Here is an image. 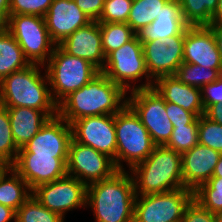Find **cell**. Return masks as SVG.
Segmentation results:
<instances>
[{"label":"cell","instance_id":"obj_16","mask_svg":"<svg viewBox=\"0 0 222 222\" xmlns=\"http://www.w3.org/2000/svg\"><path fill=\"white\" fill-rule=\"evenodd\" d=\"M68 158L18 153L12 167L28 184L31 190L67 175Z\"/></svg>","mask_w":222,"mask_h":222},{"label":"cell","instance_id":"obj_5","mask_svg":"<svg viewBox=\"0 0 222 222\" xmlns=\"http://www.w3.org/2000/svg\"><path fill=\"white\" fill-rule=\"evenodd\" d=\"M116 133V167L125 170L121 162H126L131 170L144 161L157 146L139 116L126 104L114 115Z\"/></svg>","mask_w":222,"mask_h":222},{"label":"cell","instance_id":"obj_21","mask_svg":"<svg viewBox=\"0 0 222 222\" xmlns=\"http://www.w3.org/2000/svg\"><path fill=\"white\" fill-rule=\"evenodd\" d=\"M188 27L182 16L179 0H169L157 18L136 35L141 42L163 41L169 36L185 35Z\"/></svg>","mask_w":222,"mask_h":222},{"label":"cell","instance_id":"obj_42","mask_svg":"<svg viewBox=\"0 0 222 222\" xmlns=\"http://www.w3.org/2000/svg\"><path fill=\"white\" fill-rule=\"evenodd\" d=\"M10 15V0H0V27H5Z\"/></svg>","mask_w":222,"mask_h":222},{"label":"cell","instance_id":"obj_10","mask_svg":"<svg viewBox=\"0 0 222 222\" xmlns=\"http://www.w3.org/2000/svg\"><path fill=\"white\" fill-rule=\"evenodd\" d=\"M192 199L188 188L136 196L133 222H181Z\"/></svg>","mask_w":222,"mask_h":222},{"label":"cell","instance_id":"obj_15","mask_svg":"<svg viewBox=\"0 0 222 222\" xmlns=\"http://www.w3.org/2000/svg\"><path fill=\"white\" fill-rule=\"evenodd\" d=\"M72 127L59 115L50 118L18 153L68 158Z\"/></svg>","mask_w":222,"mask_h":222},{"label":"cell","instance_id":"obj_2","mask_svg":"<svg viewBox=\"0 0 222 222\" xmlns=\"http://www.w3.org/2000/svg\"><path fill=\"white\" fill-rule=\"evenodd\" d=\"M135 198L130 171L118 170L110 178L87 186L86 207L92 208L95 222H133Z\"/></svg>","mask_w":222,"mask_h":222},{"label":"cell","instance_id":"obj_36","mask_svg":"<svg viewBox=\"0 0 222 222\" xmlns=\"http://www.w3.org/2000/svg\"><path fill=\"white\" fill-rule=\"evenodd\" d=\"M53 0H10V15L28 14L44 17Z\"/></svg>","mask_w":222,"mask_h":222},{"label":"cell","instance_id":"obj_31","mask_svg":"<svg viewBox=\"0 0 222 222\" xmlns=\"http://www.w3.org/2000/svg\"><path fill=\"white\" fill-rule=\"evenodd\" d=\"M18 151L13 139L7 107L0 104V162L10 167L15 162Z\"/></svg>","mask_w":222,"mask_h":222},{"label":"cell","instance_id":"obj_37","mask_svg":"<svg viewBox=\"0 0 222 222\" xmlns=\"http://www.w3.org/2000/svg\"><path fill=\"white\" fill-rule=\"evenodd\" d=\"M181 222H217V220L214 213H211L192 199L185 208Z\"/></svg>","mask_w":222,"mask_h":222},{"label":"cell","instance_id":"obj_25","mask_svg":"<svg viewBox=\"0 0 222 222\" xmlns=\"http://www.w3.org/2000/svg\"><path fill=\"white\" fill-rule=\"evenodd\" d=\"M31 65L19 43L5 27H0V82L13 72Z\"/></svg>","mask_w":222,"mask_h":222},{"label":"cell","instance_id":"obj_35","mask_svg":"<svg viewBox=\"0 0 222 222\" xmlns=\"http://www.w3.org/2000/svg\"><path fill=\"white\" fill-rule=\"evenodd\" d=\"M133 0H105L99 23H127Z\"/></svg>","mask_w":222,"mask_h":222},{"label":"cell","instance_id":"obj_32","mask_svg":"<svg viewBox=\"0 0 222 222\" xmlns=\"http://www.w3.org/2000/svg\"><path fill=\"white\" fill-rule=\"evenodd\" d=\"M16 222H64V218L45 208L31 196L16 211Z\"/></svg>","mask_w":222,"mask_h":222},{"label":"cell","instance_id":"obj_19","mask_svg":"<svg viewBox=\"0 0 222 222\" xmlns=\"http://www.w3.org/2000/svg\"><path fill=\"white\" fill-rule=\"evenodd\" d=\"M59 46L69 55L87 60L99 71L105 65L102 49L100 23L92 21L70 34Z\"/></svg>","mask_w":222,"mask_h":222},{"label":"cell","instance_id":"obj_26","mask_svg":"<svg viewBox=\"0 0 222 222\" xmlns=\"http://www.w3.org/2000/svg\"><path fill=\"white\" fill-rule=\"evenodd\" d=\"M169 0H133L127 24L137 33L150 25Z\"/></svg>","mask_w":222,"mask_h":222},{"label":"cell","instance_id":"obj_40","mask_svg":"<svg viewBox=\"0 0 222 222\" xmlns=\"http://www.w3.org/2000/svg\"><path fill=\"white\" fill-rule=\"evenodd\" d=\"M86 15L92 21H97L102 13L105 0H74Z\"/></svg>","mask_w":222,"mask_h":222},{"label":"cell","instance_id":"obj_33","mask_svg":"<svg viewBox=\"0 0 222 222\" xmlns=\"http://www.w3.org/2000/svg\"><path fill=\"white\" fill-rule=\"evenodd\" d=\"M199 117L190 125L174 127L171 137L164 145L180 154L189 151L198 142Z\"/></svg>","mask_w":222,"mask_h":222},{"label":"cell","instance_id":"obj_20","mask_svg":"<svg viewBox=\"0 0 222 222\" xmlns=\"http://www.w3.org/2000/svg\"><path fill=\"white\" fill-rule=\"evenodd\" d=\"M220 156V152L199 143L181 154L184 187L194 191L207 182L213 176Z\"/></svg>","mask_w":222,"mask_h":222},{"label":"cell","instance_id":"obj_43","mask_svg":"<svg viewBox=\"0 0 222 222\" xmlns=\"http://www.w3.org/2000/svg\"><path fill=\"white\" fill-rule=\"evenodd\" d=\"M16 222V211L0 204V222Z\"/></svg>","mask_w":222,"mask_h":222},{"label":"cell","instance_id":"obj_23","mask_svg":"<svg viewBox=\"0 0 222 222\" xmlns=\"http://www.w3.org/2000/svg\"><path fill=\"white\" fill-rule=\"evenodd\" d=\"M13 139L18 149L24 147L50 119L44 112L27 107L7 108Z\"/></svg>","mask_w":222,"mask_h":222},{"label":"cell","instance_id":"obj_48","mask_svg":"<svg viewBox=\"0 0 222 222\" xmlns=\"http://www.w3.org/2000/svg\"><path fill=\"white\" fill-rule=\"evenodd\" d=\"M8 166L3 163V162H0V174L7 168Z\"/></svg>","mask_w":222,"mask_h":222},{"label":"cell","instance_id":"obj_14","mask_svg":"<svg viewBox=\"0 0 222 222\" xmlns=\"http://www.w3.org/2000/svg\"><path fill=\"white\" fill-rule=\"evenodd\" d=\"M185 35L166 37L163 41L142 42L149 76L154 81L161 76L175 75L183 62Z\"/></svg>","mask_w":222,"mask_h":222},{"label":"cell","instance_id":"obj_1","mask_svg":"<svg viewBox=\"0 0 222 222\" xmlns=\"http://www.w3.org/2000/svg\"><path fill=\"white\" fill-rule=\"evenodd\" d=\"M127 92L101 71L58 104V115L68 124L87 117L115 115L127 104Z\"/></svg>","mask_w":222,"mask_h":222},{"label":"cell","instance_id":"obj_27","mask_svg":"<svg viewBox=\"0 0 222 222\" xmlns=\"http://www.w3.org/2000/svg\"><path fill=\"white\" fill-rule=\"evenodd\" d=\"M182 16L189 26H209L218 0H179Z\"/></svg>","mask_w":222,"mask_h":222},{"label":"cell","instance_id":"obj_39","mask_svg":"<svg viewBox=\"0 0 222 222\" xmlns=\"http://www.w3.org/2000/svg\"><path fill=\"white\" fill-rule=\"evenodd\" d=\"M201 100L204 110L210 105L222 104V74L215 82L201 88Z\"/></svg>","mask_w":222,"mask_h":222},{"label":"cell","instance_id":"obj_4","mask_svg":"<svg viewBox=\"0 0 222 222\" xmlns=\"http://www.w3.org/2000/svg\"><path fill=\"white\" fill-rule=\"evenodd\" d=\"M130 172L136 196L185 188L181 154L165 146H156L152 153Z\"/></svg>","mask_w":222,"mask_h":222},{"label":"cell","instance_id":"obj_46","mask_svg":"<svg viewBox=\"0 0 222 222\" xmlns=\"http://www.w3.org/2000/svg\"><path fill=\"white\" fill-rule=\"evenodd\" d=\"M212 177H221L222 178V154H221L219 161L215 167Z\"/></svg>","mask_w":222,"mask_h":222},{"label":"cell","instance_id":"obj_11","mask_svg":"<svg viewBox=\"0 0 222 222\" xmlns=\"http://www.w3.org/2000/svg\"><path fill=\"white\" fill-rule=\"evenodd\" d=\"M117 171L112 158L72 138L68 152L67 175L75 177L88 186L110 178Z\"/></svg>","mask_w":222,"mask_h":222},{"label":"cell","instance_id":"obj_17","mask_svg":"<svg viewBox=\"0 0 222 222\" xmlns=\"http://www.w3.org/2000/svg\"><path fill=\"white\" fill-rule=\"evenodd\" d=\"M183 62L222 70L215 37L208 26H189L185 31Z\"/></svg>","mask_w":222,"mask_h":222},{"label":"cell","instance_id":"obj_12","mask_svg":"<svg viewBox=\"0 0 222 222\" xmlns=\"http://www.w3.org/2000/svg\"><path fill=\"white\" fill-rule=\"evenodd\" d=\"M87 186L75 177L66 175L56 181L37 186L32 196L45 208L65 218L67 211L86 208Z\"/></svg>","mask_w":222,"mask_h":222},{"label":"cell","instance_id":"obj_47","mask_svg":"<svg viewBox=\"0 0 222 222\" xmlns=\"http://www.w3.org/2000/svg\"><path fill=\"white\" fill-rule=\"evenodd\" d=\"M215 215L217 222H222V210L218 211Z\"/></svg>","mask_w":222,"mask_h":222},{"label":"cell","instance_id":"obj_28","mask_svg":"<svg viewBox=\"0 0 222 222\" xmlns=\"http://www.w3.org/2000/svg\"><path fill=\"white\" fill-rule=\"evenodd\" d=\"M100 31L105 57L136 35L127 23H100Z\"/></svg>","mask_w":222,"mask_h":222},{"label":"cell","instance_id":"obj_29","mask_svg":"<svg viewBox=\"0 0 222 222\" xmlns=\"http://www.w3.org/2000/svg\"><path fill=\"white\" fill-rule=\"evenodd\" d=\"M221 74L222 70L182 62L175 76L182 83L201 89L206 84L215 82Z\"/></svg>","mask_w":222,"mask_h":222},{"label":"cell","instance_id":"obj_13","mask_svg":"<svg viewBox=\"0 0 222 222\" xmlns=\"http://www.w3.org/2000/svg\"><path fill=\"white\" fill-rule=\"evenodd\" d=\"M72 138L112 158L116 165L114 115L87 116L71 124Z\"/></svg>","mask_w":222,"mask_h":222},{"label":"cell","instance_id":"obj_44","mask_svg":"<svg viewBox=\"0 0 222 222\" xmlns=\"http://www.w3.org/2000/svg\"><path fill=\"white\" fill-rule=\"evenodd\" d=\"M208 27L212 30L214 34L216 46L222 59V24L209 25Z\"/></svg>","mask_w":222,"mask_h":222},{"label":"cell","instance_id":"obj_34","mask_svg":"<svg viewBox=\"0 0 222 222\" xmlns=\"http://www.w3.org/2000/svg\"><path fill=\"white\" fill-rule=\"evenodd\" d=\"M198 142L222 154V125L210 120L204 114L199 116Z\"/></svg>","mask_w":222,"mask_h":222},{"label":"cell","instance_id":"obj_38","mask_svg":"<svg viewBox=\"0 0 222 222\" xmlns=\"http://www.w3.org/2000/svg\"><path fill=\"white\" fill-rule=\"evenodd\" d=\"M166 112L173 127L190 125L198 118L194 113L170 102H166Z\"/></svg>","mask_w":222,"mask_h":222},{"label":"cell","instance_id":"obj_6","mask_svg":"<svg viewBox=\"0 0 222 222\" xmlns=\"http://www.w3.org/2000/svg\"><path fill=\"white\" fill-rule=\"evenodd\" d=\"M44 70L49 79L51 95L57 104L100 72L87 60L69 55L59 45L55 46Z\"/></svg>","mask_w":222,"mask_h":222},{"label":"cell","instance_id":"obj_18","mask_svg":"<svg viewBox=\"0 0 222 222\" xmlns=\"http://www.w3.org/2000/svg\"><path fill=\"white\" fill-rule=\"evenodd\" d=\"M52 41L59 45L77 29L88 25L92 20L74 0H53L44 16Z\"/></svg>","mask_w":222,"mask_h":222},{"label":"cell","instance_id":"obj_24","mask_svg":"<svg viewBox=\"0 0 222 222\" xmlns=\"http://www.w3.org/2000/svg\"><path fill=\"white\" fill-rule=\"evenodd\" d=\"M31 196L27 182L12 167L0 174V204L17 211Z\"/></svg>","mask_w":222,"mask_h":222},{"label":"cell","instance_id":"obj_22","mask_svg":"<svg viewBox=\"0 0 222 222\" xmlns=\"http://www.w3.org/2000/svg\"><path fill=\"white\" fill-rule=\"evenodd\" d=\"M153 88L165 102L176 104L197 117L205 113L201 89L182 83L175 75L158 77L154 81Z\"/></svg>","mask_w":222,"mask_h":222},{"label":"cell","instance_id":"obj_41","mask_svg":"<svg viewBox=\"0 0 222 222\" xmlns=\"http://www.w3.org/2000/svg\"><path fill=\"white\" fill-rule=\"evenodd\" d=\"M204 115L210 120L222 125V104L210 105Z\"/></svg>","mask_w":222,"mask_h":222},{"label":"cell","instance_id":"obj_9","mask_svg":"<svg viewBox=\"0 0 222 222\" xmlns=\"http://www.w3.org/2000/svg\"><path fill=\"white\" fill-rule=\"evenodd\" d=\"M127 104L139 116L157 146H164L171 137L173 124L167 116L166 102L153 88L130 91Z\"/></svg>","mask_w":222,"mask_h":222},{"label":"cell","instance_id":"obj_45","mask_svg":"<svg viewBox=\"0 0 222 222\" xmlns=\"http://www.w3.org/2000/svg\"><path fill=\"white\" fill-rule=\"evenodd\" d=\"M222 24V0H218L216 11L212 15L211 25Z\"/></svg>","mask_w":222,"mask_h":222},{"label":"cell","instance_id":"obj_8","mask_svg":"<svg viewBox=\"0 0 222 222\" xmlns=\"http://www.w3.org/2000/svg\"><path fill=\"white\" fill-rule=\"evenodd\" d=\"M5 28L16 39L31 64L46 65L56 44L46 27L45 18L37 15H9Z\"/></svg>","mask_w":222,"mask_h":222},{"label":"cell","instance_id":"obj_30","mask_svg":"<svg viewBox=\"0 0 222 222\" xmlns=\"http://www.w3.org/2000/svg\"><path fill=\"white\" fill-rule=\"evenodd\" d=\"M193 199L211 213L222 210V178L211 177L193 191Z\"/></svg>","mask_w":222,"mask_h":222},{"label":"cell","instance_id":"obj_7","mask_svg":"<svg viewBox=\"0 0 222 222\" xmlns=\"http://www.w3.org/2000/svg\"><path fill=\"white\" fill-rule=\"evenodd\" d=\"M101 72L126 92L151 88L154 85V80L149 76L146 68L142 42L137 35L106 57ZM142 77L146 78L145 84L136 85L138 80L143 79Z\"/></svg>","mask_w":222,"mask_h":222},{"label":"cell","instance_id":"obj_3","mask_svg":"<svg viewBox=\"0 0 222 222\" xmlns=\"http://www.w3.org/2000/svg\"><path fill=\"white\" fill-rule=\"evenodd\" d=\"M43 65L31 64L13 72L0 82V104L7 108L27 107L44 111L50 118L58 115V104L54 101L49 79ZM48 85V86H47Z\"/></svg>","mask_w":222,"mask_h":222}]
</instances>
